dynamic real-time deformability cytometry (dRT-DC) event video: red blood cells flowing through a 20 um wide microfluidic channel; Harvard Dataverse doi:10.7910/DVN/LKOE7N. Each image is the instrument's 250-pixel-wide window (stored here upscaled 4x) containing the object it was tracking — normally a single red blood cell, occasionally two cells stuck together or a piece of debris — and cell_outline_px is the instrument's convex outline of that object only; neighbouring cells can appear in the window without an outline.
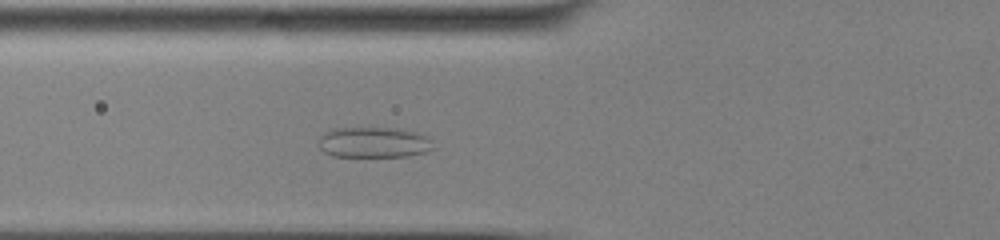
{"species": "common noctule bat (a hibernating species)", "species_latin": "Nyctalus noctula", "temperature_condition": "cold", "stored_images_in_passage": 44, "camera_frame_rate_fps": 3000, "um_per_image_px": 0.085, "animal": {"sex": "male", "body_mass_g": 13.0, "forearm_length_mm": 53.1}, "frame": {"image": 1, "passage_image": 12, "time_ms": 3.667, "image_size_px": [1000, 240], "cell_outline_px": [[436, 148], [424, 152], [408, 156], [332, 156], [324, 152], [320, 148], [320, 136], [324, 132], [336, 128], [400, 128], [416, 132], [428, 136], [432, 140]], "centroid_in_image_um": [31.82, 12.09], "position_along_channel_um": 94.0, "area_um2": 20.58}}
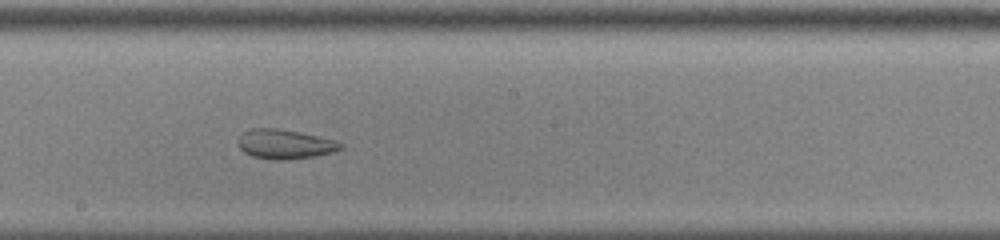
{"frame": {"image": 2, "passage_image": 22, "time_ms": 7.0, "image_size_px": [1000, 240], "cell_outline_px": [[344, 148], [332, 152], [316, 156], [284, 160], [272, 160], [252, 156], [244, 152], [236, 144], [240, 136], [244, 132], [252, 128], [276, 128], [300, 132], [332, 140], [344, 144]], "centroid_in_image_um": [24.19, 12.26], "position_along_channel_um": 224.0, "area_um2": 17.57}}
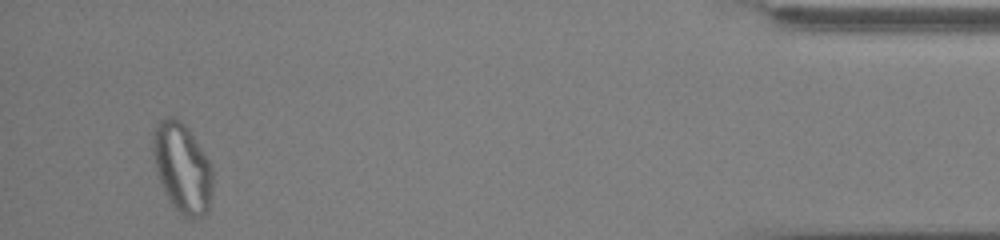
{"frame": {"image": 3, "passage_image": 42, "time_ms": 13.667, "image_size_px": [1000, 240], "cell_outline_px": [[212, 192], [208, 212], [204, 216], [192, 220], [180, 216], [172, 204], [160, 184], [152, 152], [152, 132], [156, 124], [164, 116], [176, 116], [188, 128], [204, 152], [212, 168]], "centroid_in_image_um": [15.48, 14.28], "position_along_channel_um": 419.7, "area_um2": 31.79}, "authors_computed_cell_mechanics": {"area_um2": 24.0737, "velocity_mm_per_s": 3.8935, "shape_relaxation_time_tau1_ms": null, "shape_relaxation_time_tau2_ms": 1.3925, "deformation_change_tau1": null, "deformation_change_tau2": 0.0807}}